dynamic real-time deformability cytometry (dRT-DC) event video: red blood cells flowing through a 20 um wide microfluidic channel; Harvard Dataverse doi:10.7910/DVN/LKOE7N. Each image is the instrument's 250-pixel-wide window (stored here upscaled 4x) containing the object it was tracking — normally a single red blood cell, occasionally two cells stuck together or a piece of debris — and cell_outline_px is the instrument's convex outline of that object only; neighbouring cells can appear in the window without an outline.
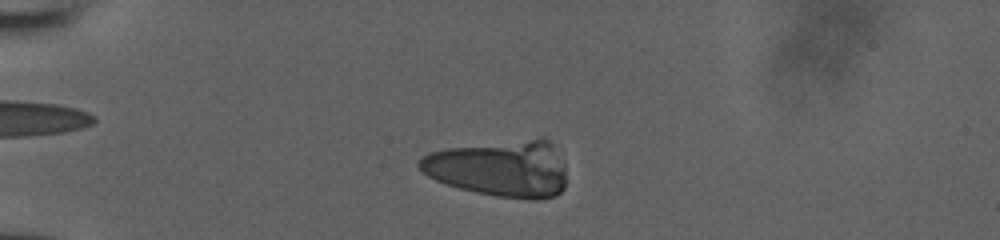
{"species": "human", "species_latin": "Homo sapiens", "temperature_condition": "room temperature", "stored_images_in_passage": 41, "camera_frame_rate_fps": 3000, "um_per_image_px": 0.085, "donor": {"sex": "male"}, "frame": {"image": 1, "passage_image": 3, "time_ms": 0.667, "image_size_px": [1000, 240], "cell_outline_px": [[564, 188], [556, 196], [536, 200], [532, 200], [496, 196], [476, 192], [460, 188], [436, 180], [428, 176], [416, 164], [424, 156], [432, 152], [448, 148], [540, 136], [544, 136], [552, 144], [564, 164]], "centroid_in_image_um": [42.54, 14.31], "position_along_channel_um": 42.5, "area_um2": 48.67}}